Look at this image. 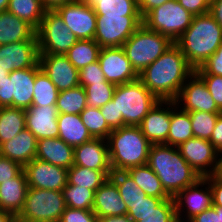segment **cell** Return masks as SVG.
I'll list each match as a JSON object with an SVG mask.
<instances>
[{"label": "cell", "instance_id": "obj_1", "mask_svg": "<svg viewBox=\"0 0 222 222\" xmlns=\"http://www.w3.org/2000/svg\"><path fill=\"white\" fill-rule=\"evenodd\" d=\"M194 72L180 48L173 43L139 74V79L159 101H175Z\"/></svg>", "mask_w": 222, "mask_h": 222}, {"label": "cell", "instance_id": "obj_2", "mask_svg": "<svg viewBox=\"0 0 222 222\" xmlns=\"http://www.w3.org/2000/svg\"><path fill=\"white\" fill-rule=\"evenodd\" d=\"M147 165L158 176L165 192L174 197L201 177L182 157L178 147L151 144Z\"/></svg>", "mask_w": 222, "mask_h": 222}, {"label": "cell", "instance_id": "obj_3", "mask_svg": "<svg viewBox=\"0 0 222 222\" xmlns=\"http://www.w3.org/2000/svg\"><path fill=\"white\" fill-rule=\"evenodd\" d=\"M222 43V28L208 12L193 16L191 25L175 41L188 63L197 69Z\"/></svg>", "mask_w": 222, "mask_h": 222}, {"label": "cell", "instance_id": "obj_4", "mask_svg": "<svg viewBox=\"0 0 222 222\" xmlns=\"http://www.w3.org/2000/svg\"><path fill=\"white\" fill-rule=\"evenodd\" d=\"M106 140L112 172L147 164L151 143L139 126L113 129Z\"/></svg>", "mask_w": 222, "mask_h": 222}, {"label": "cell", "instance_id": "obj_5", "mask_svg": "<svg viewBox=\"0 0 222 222\" xmlns=\"http://www.w3.org/2000/svg\"><path fill=\"white\" fill-rule=\"evenodd\" d=\"M112 100L118 110V128L139 126L143 118L159 102L139 78L117 85Z\"/></svg>", "mask_w": 222, "mask_h": 222}, {"label": "cell", "instance_id": "obj_6", "mask_svg": "<svg viewBox=\"0 0 222 222\" xmlns=\"http://www.w3.org/2000/svg\"><path fill=\"white\" fill-rule=\"evenodd\" d=\"M174 42L142 24L122 45L126 57L139 75L156 61Z\"/></svg>", "mask_w": 222, "mask_h": 222}, {"label": "cell", "instance_id": "obj_7", "mask_svg": "<svg viewBox=\"0 0 222 222\" xmlns=\"http://www.w3.org/2000/svg\"><path fill=\"white\" fill-rule=\"evenodd\" d=\"M63 192L29 187L17 222H58L65 211Z\"/></svg>", "mask_w": 222, "mask_h": 222}, {"label": "cell", "instance_id": "obj_8", "mask_svg": "<svg viewBox=\"0 0 222 222\" xmlns=\"http://www.w3.org/2000/svg\"><path fill=\"white\" fill-rule=\"evenodd\" d=\"M192 18L193 15L177 0H170L149 11L142 21L148 29L167 36L175 43L191 25Z\"/></svg>", "mask_w": 222, "mask_h": 222}, {"label": "cell", "instance_id": "obj_9", "mask_svg": "<svg viewBox=\"0 0 222 222\" xmlns=\"http://www.w3.org/2000/svg\"><path fill=\"white\" fill-rule=\"evenodd\" d=\"M36 35L39 54L65 55L78 41L55 10L45 11Z\"/></svg>", "mask_w": 222, "mask_h": 222}, {"label": "cell", "instance_id": "obj_10", "mask_svg": "<svg viewBox=\"0 0 222 222\" xmlns=\"http://www.w3.org/2000/svg\"><path fill=\"white\" fill-rule=\"evenodd\" d=\"M40 69L38 63L35 67L14 70L9 76L0 81V108L16 107L28 109L32 106L36 72Z\"/></svg>", "mask_w": 222, "mask_h": 222}, {"label": "cell", "instance_id": "obj_11", "mask_svg": "<svg viewBox=\"0 0 222 222\" xmlns=\"http://www.w3.org/2000/svg\"><path fill=\"white\" fill-rule=\"evenodd\" d=\"M94 40L103 47H122L143 24L141 16H97Z\"/></svg>", "mask_w": 222, "mask_h": 222}, {"label": "cell", "instance_id": "obj_12", "mask_svg": "<svg viewBox=\"0 0 222 222\" xmlns=\"http://www.w3.org/2000/svg\"><path fill=\"white\" fill-rule=\"evenodd\" d=\"M178 149L201 178L221 172L222 156L209 140L193 137L182 143Z\"/></svg>", "mask_w": 222, "mask_h": 222}, {"label": "cell", "instance_id": "obj_13", "mask_svg": "<svg viewBox=\"0 0 222 222\" xmlns=\"http://www.w3.org/2000/svg\"><path fill=\"white\" fill-rule=\"evenodd\" d=\"M78 40L94 39L96 13L81 0L67 3L55 10Z\"/></svg>", "mask_w": 222, "mask_h": 222}, {"label": "cell", "instance_id": "obj_14", "mask_svg": "<svg viewBox=\"0 0 222 222\" xmlns=\"http://www.w3.org/2000/svg\"><path fill=\"white\" fill-rule=\"evenodd\" d=\"M201 186L205 188H201ZM173 199L176 215L183 218H194L213 206L212 191L206 178H201L193 185L179 191Z\"/></svg>", "mask_w": 222, "mask_h": 222}, {"label": "cell", "instance_id": "obj_15", "mask_svg": "<svg viewBox=\"0 0 222 222\" xmlns=\"http://www.w3.org/2000/svg\"><path fill=\"white\" fill-rule=\"evenodd\" d=\"M23 170L29 187L62 191L67 185L68 169L64 167L34 158Z\"/></svg>", "mask_w": 222, "mask_h": 222}, {"label": "cell", "instance_id": "obj_16", "mask_svg": "<svg viewBox=\"0 0 222 222\" xmlns=\"http://www.w3.org/2000/svg\"><path fill=\"white\" fill-rule=\"evenodd\" d=\"M175 102L180 104L178 107L187 112L222 113L208 91L205 82L196 72L186 80Z\"/></svg>", "mask_w": 222, "mask_h": 222}, {"label": "cell", "instance_id": "obj_17", "mask_svg": "<svg viewBox=\"0 0 222 222\" xmlns=\"http://www.w3.org/2000/svg\"><path fill=\"white\" fill-rule=\"evenodd\" d=\"M98 62L108 82L119 85L139 78L122 47L101 48Z\"/></svg>", "mask_w": 222, "mask_h": 222}, {"label": "cell", "instance_id": "obj_18", "mask_svg": "<svg viewBox=\"0 0 222 222\" xmlns=\"http://www.w3.org/2000/svg\"><path fill=\"white\" fill-rule=\"evenodd\" d=\"M39 63L37 35L30 41L0 45V67L10 73L35 67Z\"/></svg>", "mask_w": 222, "mask_h": 222}, {"label": "cell", "instance_id": "obj_19", "mask_svg": "<svg viewBox=\"0 0 222 222\" xmlns=\"http://www.w3.org/2000/svg\"><path fill=\"white\" fill-rule=\"evenodd\" d=\"M39 64L59 91L79 86V70L66 55L39 54Z\"/></svg>", "mask_w": 222, "mask_h": 222}, {"label": "cell", "instance_id": "obj_20", "mask_svg": "<svg viewBox=\"0 0 222 222\" xmlns=\"http://www.w3.org/2000/svg\"><path fill=\"white\" fill-rule=\"evenodd\" d=\"M170 123L171 101H159L143 118L139 127L151 144L167 145Z\"/></svg>", "mask_w": 222, "mask_h": 222}, {"label": "cell", "instance_id": "obj_21", "mask_svg": "<svg viewBox=\"0 0 222 222\" xmlns=\"http://www.w3.org/2000/svg\"><path fill=\"white\" fill-rule=\"evenodd\" d=\"M58 111L56 105L31 106L25 110L26 129L38 140L58 138Z\"/></svg>", "mask_w": 222, "mask_h": 222}, {"label": "cell", "instance_id": "obj_22", "mask_svg": "<svg viewBox=\"0 0 222 222\" xmlns=\"http://www.w3.org/2000/svg\"><path fill=\"white\" fill-rule=\"evenodd\" d=\"M73 165L99 171H112L107 140L93 138L82 145L74 147Z\"/></svg>", "mask_w": 222, "mask_h": 222}, {"label": "cell", "instance_id": "obj_23", "mask_svg": "<svg viewBox=\"0 0 222 222\" xmlns=\"http://www.w3.org/2000/svg\"><path fill=\"white\" fill-rule=\"evenodd\" d=\"M92 211L98 218L127 214L126 204L110 178L95 191Z\"/></svg>", "mask_w": 222, "mask_h": 222}, {"label": "cell", "instance_id": "obj_24", "mask_svg": "<svg viewBox=\"0 0 222 222\" xmlns=\"http://www.w3.org/2000/svg\"><path fill=\"white\" fill-rule=\"evenodd\" d=\"M28 188L24 170L11 180L3 181L0 184V210L17 217L23 209Z\"/></svg>", "mask_w": 222, "mask_h": 222}, {"label": "cell", "instance_id": "obj_25", "mask_svg": "<svg viewBox=\"0 0 222 222\" xmlns=\"http://www.w3.org/2000/svg\"><path fill=\"white\" fill-rule=\"evenodd\" d=\"M37 142L38 139L25 128L13 139L0 145V155L24 167L36 157Z\"/></svg>", "mask_w": 222, "mask_h": 222}, {"label": "cell", "instance_id": "obj_26", "mask_svg": "<svg viewBox=\"0 0 222 222\" xmlns=\"http://www.w3.org/2000/svg\"><path fill=\"white\" fill-rule=\"evenodd\" d=\"M36 159L69 169L74 163V147L59 138L38 140Z\"/></svg>", "mask_w": 222, "mask_h": 222}, {"label": "cell", "instance_id": "obj_27", "mask_svg": "<svg viewBox=\"0 0 222 222\" xmlns=\"http://www.w3.org/2000/svg\"><path fill=\"white\" fill-rule=\"evenodd\" d=\"M36 30L26 21L8 11L0 12V45L30 41Z\"/></svg>", "mask_w": 222, "mask_h": 222}, {"label": "cell", "instance_id": "obj_28", "mask_svg": "<svg viewBox=\"0 0 222 222\" xmlns=\"http://www.w3.org/2000/svg\"><path fill=\"white\" fill-rule=\"evenodd\" d=\"M58 138L66 144L76 147L93 139L84 126L80 114H58Z\"/></svg>", "mask_w": 222, "mask_h": 222}, {"label": "cell", "instance_id": "obj_29", "mask_svg": "<svg viewBox=\"0 0 222 222\" xmlns=\"http://www.w3.org/2000/svg\"><path fill=\"white\" fill-rule=\"evenodd\" d=\"M178 104L171 101V123L167 137V145L179 147L194 137L189 112L178 109Z\"/></svg>", "mask_w": 222, "mask_h": 222}, {"label": "cell", "instance_id": "obj_30", "mask_svg": "<svg viewBox=\"0 0 222 222\" xmlns=\"http://www.w3.org/2000/svg\"><path fill=\"white\" fill-rule=\"evenodd\" d=\"M97 16H140L137 0H81Z\"/></svg>", "mask_w": 222, "mask_h": 222}, {"label": "cell", "instance_id": "obj_31", "mask_svg": "<svg viewBox=\"0 0 222 222\" xmlns=\"http://www.w3.org/2000/svg\"><path fill=\"white\" fill-rule=\"evenodd\" d=\"M25 128L24 109L12 106L0 108V145L13 139Z\"/></svg>", "mask_w": 222, "mask_h": 222}, {"label": "cell", "instance_id": "obj_32", "mask_svg": "<svg viewBox=\"0 0 222 222\" xmlns=\"http://www.w3.org/2000/svg\"><path fill=\"white\" fill-rule=\"evenodd\" d=\"M127 172L148 196L172 198L165 192L160 179L147 164L129 168Z\"/></svg>", "mask_w": 222, "mask_h": 222}, {"label": "cell", "instance_id": "obj_33", "mask_svg": "<svg viewBox=\"0 0 222 222\" xmlns=\"http://www.w3.org/2000/svg\"><path fill=\"white\" fill-rule=\"evenodd\" d=\"M111 174L112 171H99L83 166L73 165L68 169L67 183L70 185H79V187H86L96 191L106 180L109 179Z\"/></svg>", "mask_w": 222, "mask_h": 222}, {"label": "cell", "instance_id": "obj_34", "mask_svg": "<svg viewBox=\"0 0 222 222\" xmlns=\"http://www.w3.org/2000/svg\"><path fill=\"white\" fill-rule=\"evenodd\" d=\"M100 51L101 47L94 39L78 40L65 55L77 70H81L98 61Z\"/></svg>", "mask_w": 222, "mask_h": 222}, {"label": "cell", "instance_id": "obj_35", "mask_svg": "<svg viewBox=\"0 0 222 222\" xmlns=\"http://www.w3.org/2000/svg\"><path fill=\"white\" fill-rule=\"evenodd\" d=\"M7 11L37 30L46 10L42 6L41 0H9Z\"/></svg>", "mask_w": 222, "mask_h": 222}, {"label": "cell", "instance_id": "obj_36", "mask_svg": "<svg viewBox=\"0 0 222 222\" xmlns=\"http://www.w3.org/2000/svg\"><path fill=\"white\" fill-rule=\"evenodd\" d=\"M86 107L84 87L79 85L68 90L59 91L56 101L58 114H80Z\"/></svg>", "mask_w": 222, "mask_h": 222}, {"label": "cell", "instance_id": "obj_37", "mask_svg": "<svg viewBox=\"0 0 222 222\" xmlns=\"http://www.w3.org/2000/svg\"><path fill=\"white\" fill-rule=\"evenodd\" d=\"M32 106L56 105L59 90L40 68L36 72Z\"/></svg>", "mask_w": 222, "mask_h": 222}, {"label": "cell", "instance_id": "obj_38", "mask_svg": "<svg viewBox=\"0 0 222 222\" xmlns=\"http://www.w3.org/2000/svg\"><path fill=\"white\" fill-rule=\"evenodd\" d=\"M63 197L66 207L72 209L92 210L95 191L79 187V185H67L63 188Z\"/></svg>", "mask_w": 222, "mask_h": 222}, {"label": "cell", "instance_id": "obj_39", "mask_svg": "<svg viewBox=\"0 0 222 222\" xmlns=\"http://www.w3.org/2000/svg\"><path fill=\"white\" fill-rule=\"evenodd\" d=\"M81 120L93 138L107 139L112 129L107 125L100 108L87 106L81 113Z\"/></svg>", "mask_w": 222, "mask_h": 222}, {"label": "cell", "instance_id": "obj_40", "mask_svg": "<svg viewBox=\"0 0 222 222\" xmlns=\"http://www.w3.org/2000/svg\"><path fill=\"white\" fill-rule=\"evenodd\" d=\"M109 178L116 184L127 209L130 201L142 196V189L138 187L127 171L112 172Z\"/></svg>", "mask_w": 222, "mask_h": 222}, {"label": "cell", "instance_id": "obj_41", "mask_svg": "<svg viewBox=\"0 0 222 222\" xmlns=\"http://www.w3.org/2000/svg\"><path fill=\"white\" fill-rule=\"evenodd\" d=\"M164 199L154 196H148L142 192V196L130 201L127 215L134 221H145L147 217L154 211V208L159 205Z\"/></svg>", "mask_w": 222, "mask_h": 222}, {"label": "cell", "instance_id": "obj_42", "mask_svg": "<svg viewBox=\"0 0 222 222\" xmlns=\"http://www.w3.org/2000/svg\"><path fill=\"white\" fill-rule=\"evenodd\" d=\"M114 83H91L83 86L86 92L87 106L101 108L112 100L116 88Z\"/></svg>", "mask_w": 222, "mask_h": 222}, {"label": "cell", "instance_id": "obj_43", "mask_svg": "<svg viewBox=\"0 0 222 222\" xmlns=\"http://www.w3.org/2000/svg\"><path fill=\"white\" fill-rule=\"evenodd\" d=\"M219 114L221 113L189 112L194 137L210 140Z\"/></svg>", "mask_w": 222, "mask_h": 222}, {"label": "cell", "instance_id": "obj_44", "mask_svg": "<svg viewBox=\"0 0 222 222\" xmlns=\"http://www.w3.org/2000/svg\"><path fill=\"white\" fill-rule=\"evenodd\" d=\"M175 215L174 199L168 198L157 205L145 221L140 222H173Z\"/></svg>", "mask_w": 222, "mask_h": 222}, {"label": "cell", "instance_id": "obj_45", "mask_svg": "<svg viewBox=\"0 0 222 222\" xmlns=\"http://www.w3.org/2000/svg\"><path fill=\"white\" fill-rule=\"evenodd\" d=\"M91 83H111L106 81L98 61L79 70V85L83 87Z\"/></svg>", "mask_w": 222, "mask_h": 222}, {"label": "cell", "instance_id": "obj_46", "mask_svg": "<svg viewBox=\"0 0 222 222\" xmlns=\"http://www.w3.org/2000/svg\"><path fill=\"white\" fill-rule=\"evenodd\" d=\"M58 222H98L92 210L65 208Z\"/></svg>", "mask_w": 222, "mask_h": 222}, {"label": "cell", "instance_id": "obj_47", "mask_svg": "<svg viewBox=\"0 0 222 222\" xmlns=\"http://www.w3.org/2000/svg\"><path fill=\"white\" fill-rule=\"evenodd\" d=\"M205 82L208 91L215 101L218 109L222 112V76L212 74H198Z\"/></svg>", "mask_w": 222, "mask_h": 222}, {"label": "cell", "instance_id": "obj_48", "mask_svg": "<svg viewBox=\"0 0 222 222\" xmlns=\"http://www.w3.org/2000/svg\"><path fill=\"white\" fill-rule=\"evenodd\" d=\"M197 74H212L222 76V43L215 53L204 64L195 69Z\"/></svg>", "mask_w": 222, "mask_h": 222}, {"label": "cell", "instance_id": "obj_49", "mask_svg": "<svg viewBox=\"0 0 222 222\" xmlns=\"http://www.w3.org/2000/svg\"><path fill=\"white\" fill-rule=\"evenodd\" d=\"M23 167L15 161L0 155V184L16 177Z\"/></svg>", "mask_w": 222, "mask_h": 222}, {"label": "cell", "instance_id": "obj_50", "mask_svg": "<svg viewBox=\"0 0 222 222\" xmlns=\"http://www.w3.org/2000/svg\"><path fill=\"white\" fill-rule=\"evenodd\" d=\"M179 4L189 11L193 16L206 14L210 10V5L206 0H177Z\"/></svg>", "mask_w": 222, "mask_h": 222}, {"label": "cell", "instance_id": "obj_51", "mask_svg": "<svg viewBox=\"0 0 222 222\" xmlns=\"http://www.w3.org/2000/svg\"><path fill=\"white\" fill-rule=\"evenodd\" d=\"M205 178L209 181L210 184L213 206L222 207V174L217 173Z\"/></svg>", "mask_w": 222, "mask_h": 222}, {"label": "cell", "instance_id": "obj_52", "mask_svg": "<svg viewBox=\"0 0 222 222\" xmlns=\"http://www.w3.org/2000/svg\"><path fill=\"white\" fill-rule=\"evenodd\" d=\"M100 111L107 123V125L113 130L118 128V110L113 100L100 108Z\"/></svg>", "mask_w": 222, "mask_h": 222}, {"label": "cell", "instance_id": "obj_53", "mask_svg": "<svg viewBox=\"0 0 222 222\" xmlns=\"http://www.w3.org/2000/svg\"><path fill=\"white\" fill-rule=\"evenodd\" d=\"M209 141L222 156V113L218 115L215 128Z\"/></svg>", "mask_w": 222, "mask_h": 222}, {"label": "cell", "instance_id": "obj_54", "mask_svg": "<svg viewBox=\"0 0 222 222\" xmlns=\"http://www.w3.org/2000/svg\"><path fill=\"white\" fill-rule=\"evenodd\" d=\"M167 1L170 0H139L138 10L140 16L143 18L149 11H151L155 7L161 6Z\"/></svg>", "mask_w": 222, "mask_h": 222}, {"label": "cell", "instance_id": "obj_55", "mask_svg": "<svg viewBox=\"0 0 222 222\" xmlns=\"http://www.w3.org/2000/svg\"><path fill=\"white\" fill-rule=\"evenodd\" d=\"M195 222H220L219 214L211 207L192 218Z\"/></svg>", "mask_w": 222, "mask_h": 222}, {"label": "cell", "instance_id": "obj_56", "mask_svg": "<svg viewBox=\"0 0 222 222\" xmlns=\"http://www.w3.org/2000/svg\"><path fill=\"white\" fill-rule=\"evenodd\" d=\"M209 13L222 28V0H216L210 5Z\"/></svg>", "mask_w": 222, "mask_h": 222}, {"label": "cell", "instance_id": "obj_57", "mask_svg": "<svg viewBox=\"0 0 222 222\" xmlns=\"http://www.w3.org/2000/svg\"><path fill=\"white\" fill-rule=\"evenodd\" d=\"M75 1H78V0H41V3L46 11H54L62 5L75 2Z\"/></svg>", "mask_w": 222, "mask_h": 222}, {"label": "cell", "instance_id": "obj_58", "mask_svg": "<svg viewBox=\"0 0 222 222\" xmlns=\"http://www.w3.org/2000/svg\"><path fill=\"white\" fill-rule=\"evenodd\" d=\"M98 222H134L127 214L98 218Z\"/></svg>", "mask_w": 222, "mask_h": 222}, {"label": "cell", "instance_id": "obj_59", "mask_svg": "<svg viewBox=\"0 0 222 222\" xmlns=\"http://www.w3.org/2000/svg\"><path fill=\"white\" fill-rule=\"evenodd\" d=\"M0 222H17V221L16 217L13 214L0 210Z\"/></svg>", "mask_w": 222, "mask_h": 222}, {"label": "cell", "instance_id": "obj_60", "mask_svg": "<svg viewBox=\"0 0 222 222\" xmlns=\"http://www.w3.org/2000/svg\"><path fill=\"white\" fill-rule=\"evenodd\" d=\"M195 222L192 218H181L180 216H178V215H175V218H174V220H173V222Z\"/></svg>", "mask_w": 222, "mask_h": 222}, {"label": "cell", "instance_id": "obj_61", "mask_svg": "<svg viewBox=\"0 0 222 222\" xmlns=\"http://www.w3.org/2000/svg\"><path fill=\"white\" fill-rule=\"evenodd\" d=\"M9 0H0V12L7 11Z\"/></svg>", "mask_w": 222, "mask_h": 222}, {"label": "cell", "instance_id": "obj_62", "mask_svg": "<svg viewBox=\"0 0 222 222\" xmlns=\"http://www.w3.org/2000/svg\"><path fill=\"white\" fill-rule=\"evenodd\" d=\"M9 74H10L9 71L4 70V69H2V68L0 67V81H1L2 79L7 78V77L9 76Z\"/></svg>", "mask_w": 222, "mask_h": 222}, {"label": "cell", "instance_id": "obj_63", "mask_svg": "<svg viewBox=\"0 0 222 222\" xmlns=\"http://www.w3.org/2000/svg\"><path fill=\"white\" fill-rule=\"evenodd\" d=\"M212 207L216 210V213L219 214L220 222H222V207L221 206H212Z\"/></svg>", "mask_w": 222, "mask_h": 222}, {"label": "cell", "instance_id": "obj_64", "mask_svg": "<svg viewBox=\"0 0 222 222\" xmlns=\"http://www.w3.org/2000/svg\"><path fill=\"white\" fill-rule=\"evenodd\" d=\"M208 2L209 5H211L212 3H214L216 0H206Z\"/></svg>", "mask_w": 222, "mask_h": 222}]
</instances>
